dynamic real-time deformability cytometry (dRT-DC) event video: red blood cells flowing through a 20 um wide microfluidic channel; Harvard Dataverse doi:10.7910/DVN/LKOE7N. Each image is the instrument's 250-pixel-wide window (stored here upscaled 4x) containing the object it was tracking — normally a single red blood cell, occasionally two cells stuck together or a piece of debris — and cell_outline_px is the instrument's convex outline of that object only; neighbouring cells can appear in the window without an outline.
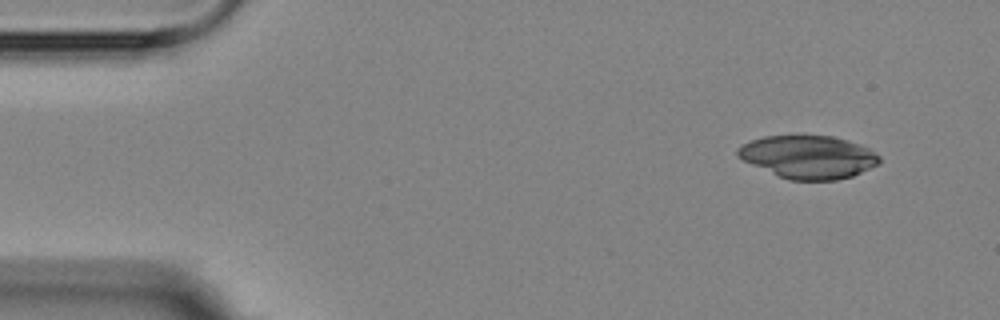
{"species": "Egyptian fruit bat (a non-hibernating species)", "species_latin": "Rousettus aegyptiacus", "temperature_condition": "room temperature", "stored_images_in_passage": 3, "camera_frame_rate_fps": 3000, "um_per_image_px": 0.085, "animal": {"sex": "female"}, "frame": {"image": 1, "passage_image": 1, "time_ms": 0.0, "image_size_px": [1000, 320], "cell_outline_px": [[880, 164], [852, 176], [836, 180], [788, 180], [752, 164], [736, 156], [736, 148], [752, 140], [764, 136], [832, 136], [848, 140], [868, 148], [880, 156]], "centroid_in_image_um": [68.72, 13.34], "position_along_channel_um": 16.3, "area_um2": 35.26}}